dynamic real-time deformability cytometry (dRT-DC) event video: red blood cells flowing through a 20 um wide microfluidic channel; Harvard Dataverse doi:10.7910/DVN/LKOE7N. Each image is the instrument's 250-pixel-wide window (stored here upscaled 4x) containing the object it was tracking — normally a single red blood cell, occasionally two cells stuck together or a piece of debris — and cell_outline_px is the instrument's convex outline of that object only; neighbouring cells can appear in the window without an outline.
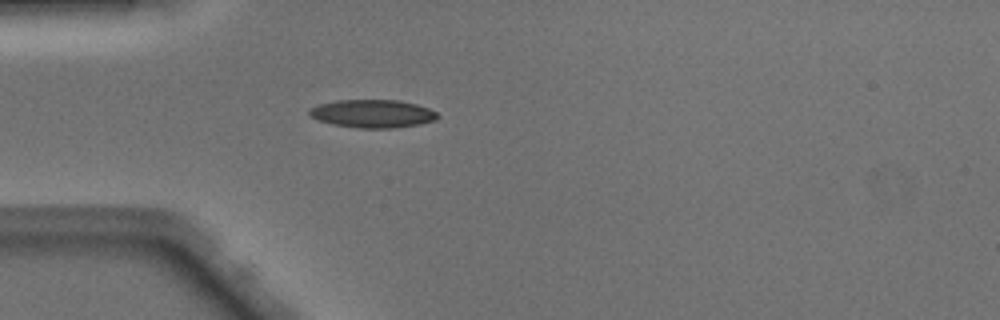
{"species": "Egyptian fruit bat (a non-hibernating species)", "species_latin": "Rousettus aegyptiacus", "temperature_condition": "warm", "stored_images_in_passage": 36, "camera_frame_rate_fps": 3000, "um_per_image_px": 0.085, "animal": {"sex": "male"}, "frame": {"image": 1, "passage_image": 1, "time_ms": 0.0, "image_size_px": [1000, 320], "cell_outline_px": [[440, 116], [436, 120], [420, 124], [396, 128], [356, 128], [332, 124], [320, 120], [312, 116], [308, 112], [312, 108], [320, 104], [336, 100], [400, 100], [416, 104], [428, 108], [436, 112]], "centroid_in_image_um": [31.72, 9.66], "position_along_channel_um": 53.3, "area_um2": 20.92}}
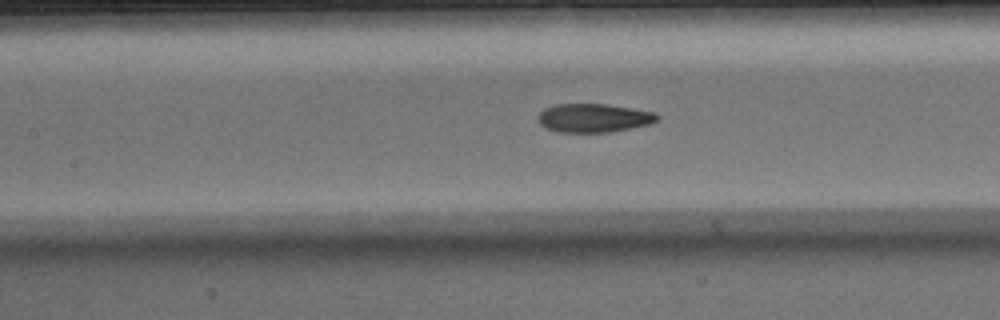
{"frame": {"image": 2, "passage_image": 9, "time_ms": 2.667, "image_size_px": [1000, 320], "cell_outline_px": [[660, 120], [652, 124], [608, 132], [560, 132], [548, 128], [540, 124], [540, 112], [544, 108], [556, 104], [608, 104], [656, 112], [660, 116]], "centroid_in_image_um": [50.55, 10.02], "position_along_channel_um": 156.9, "area_um2": 19.88}}
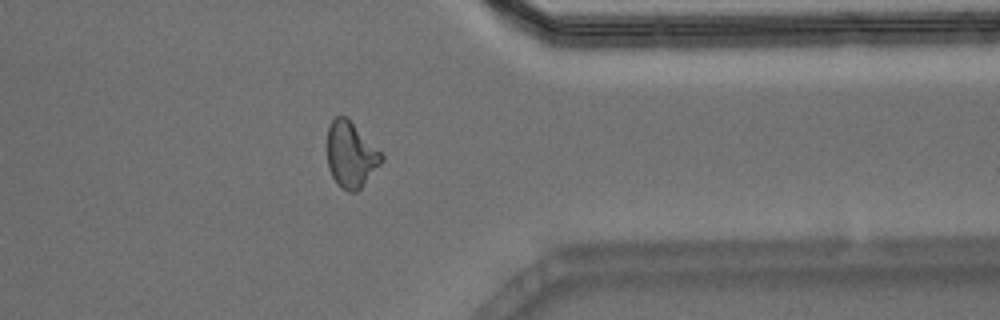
{"frame": {"image": 3, "passage_image": 26, "time_ms": 8.333, "image_size_px": [1000, 320], "cell_outline_px": [[384, 160], [360, 188], [356, 192], [348, 192], [340, 188], [336, 184], [328, 168], [328, 128], [332, 120], [336, 116], [348, 116], [384, 156]], "centroid_in_image_um": [29.82, 13.15], "position_along_channel_um": 381.6, "area_um2": 20.87}, "authors_computed_cell_mechanics": {"area_um2": 20.4612, "velocity_mm_per_s": 4.1299, "shape_relaxation_time_tau1_ms": 5.3422, "shape_relaxation_time_tau2_ms": 2.0331, "deformation_change_tau1": 0.2047, "deformation_change_tau2": 0.0994}}